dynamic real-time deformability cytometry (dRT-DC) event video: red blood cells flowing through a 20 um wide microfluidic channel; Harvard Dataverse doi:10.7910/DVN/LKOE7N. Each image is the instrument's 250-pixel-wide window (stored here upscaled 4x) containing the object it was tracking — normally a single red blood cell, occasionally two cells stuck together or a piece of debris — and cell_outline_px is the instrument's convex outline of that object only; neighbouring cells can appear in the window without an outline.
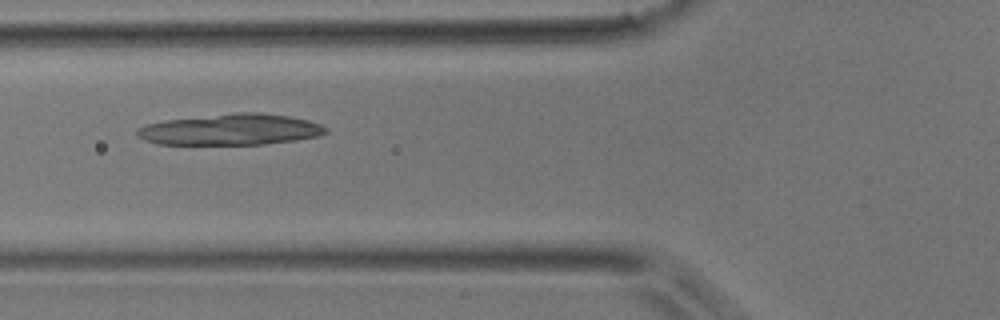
{"species": "common noctule bat (a hibernating species)", "species_latin": "Nyctalus noctula", "temperature_condition": "room temperature", "stored_images_in_passage": 48, "camera_frame_rate_fps": 3000, "um_per_image_px": 0.085, "animal": {"sex": "male", "body_mass_g": 17.9}, "frame": {"image": 1, "passage_image": 18, "time_ms": 5.667, "image_size_px": [1000, 320], "cell_outline_px": [[328, 132], [320, 136], [296, 140], [264, 144], [156, 144], [144, 140], [136, 136], [136, 128], [144, 124], [168, 120], [236, 112], [260, 112], [288, 116], [308, 120], [320, 124], [328, 128]], "centroid_in_image_um": [19.61, 11.01], "position_along_channel_um": 106.2, "area_um2": 34.33}}
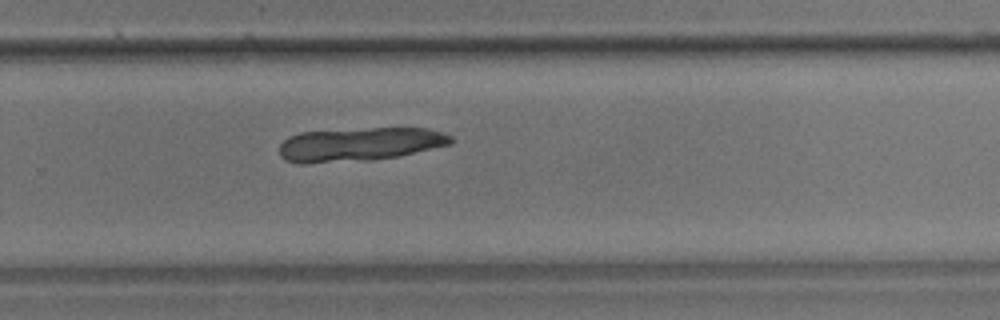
{"frame": {"image": 2, "passage_image": 32, "time_ms": 10.333, "image_size_px": [1000, 320], "cell_outline_px": [[452, 144], [396, 156], [372, 160], [304, 164], [300, 164], [284, 160], [280, 156], [280, 144], [288, 136], [300, 132], [372, 128], [428, 128], [452, 136]], "centroid_in_image_um": [30.51, 12.27], "position_along_channel_um": 299.3, "area_um2": 33.7}}
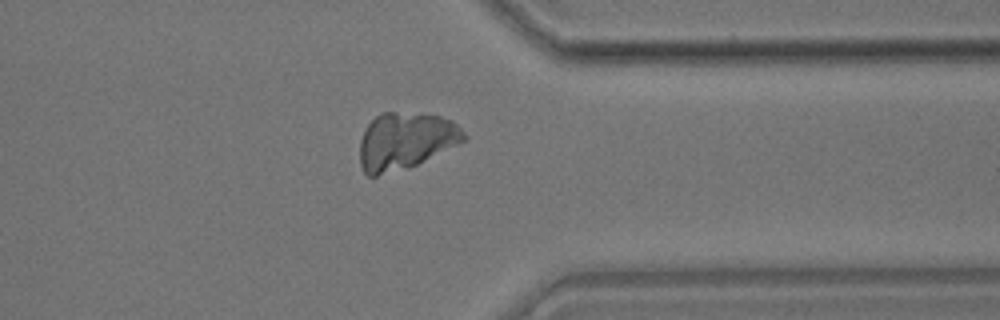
{"frame": {"image": 3, "passage_image": 38, "time_ms": 12.333, "image_size_px": [1000, 320], "cell_outline_px": [[468, 136], [464, 140], [416, 164], [376, 176], [368, 176], [364, 172], [360, 164], [360, 140], [364, 128], [380, 112], [420, 112], [440, 116], [452, 120]], "centroid_in_image_um": [34.43, 11.93], "position_along_channel_um": 377.0, "area_um2": 34.28}}